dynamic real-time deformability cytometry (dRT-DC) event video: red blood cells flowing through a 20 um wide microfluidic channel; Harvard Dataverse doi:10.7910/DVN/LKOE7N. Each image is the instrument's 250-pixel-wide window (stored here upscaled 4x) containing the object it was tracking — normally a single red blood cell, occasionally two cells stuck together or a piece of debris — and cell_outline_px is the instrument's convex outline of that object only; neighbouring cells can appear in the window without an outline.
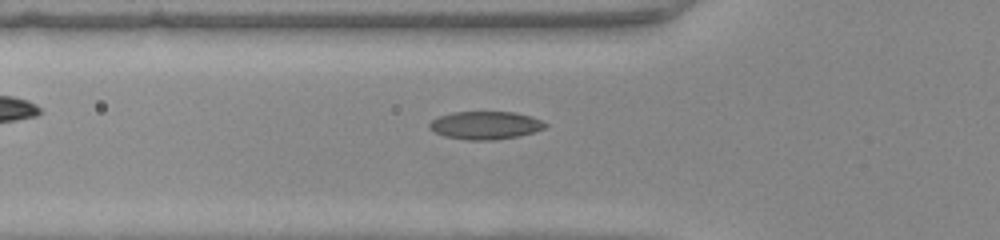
{"species": "common noctule bat (a hibernating species)", "species_latin": "Nyctalus noctula", "temperature_condition": "warm", "stored_images_in_passage": 34, "camera_frame_rate_fps": 3000, "um_per_image_px": 0.085, "animal": {"sex": "female", "body_mass_g": 22.0, "forearm_length_mm": 56.7}, "frame": {"image": 1, "passage_image": 6, "time_ms": 1.667, "image_size_px": [1000, 240], "cell_outline_px": [[548, 124], [544, 128], [532, 132], [516, 136], [492, 140], [472, 140], [444, 136], [428, 128], [428, 124], [432, 120], [440, 116], [452, 112], [516, 112], [532, 116]], "centroid_in_image_um": [41.24, 10.64], "position_along_channel_um": 84.6, "area_um2": 18.67}}
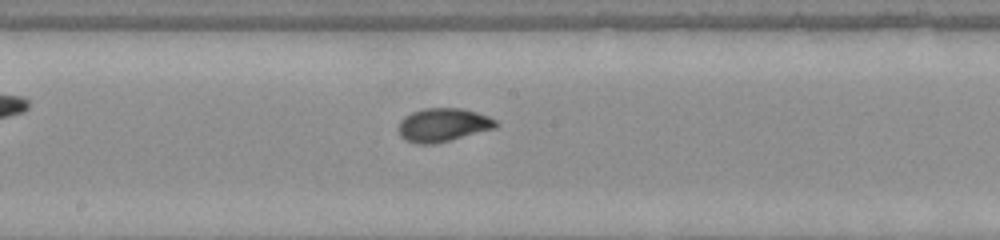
{"frame": {"image": 2, "passage_image": 15, "time_ms": 4.667, "image_size_px": [1000, 240], "cell_outline_px": [[500, 124], [496, 128], [432, 144], [416, 144], [404, 140], [400, 136], [400, 120], [404, 116], [412, 112], [424, 108], [460, 108], [476, 112], [488, 116], [496, 120]], "centroid_in_image_um": [37.66, 10.61], "position_along_channel_um": 210.5, "area_um2": 18.9}}
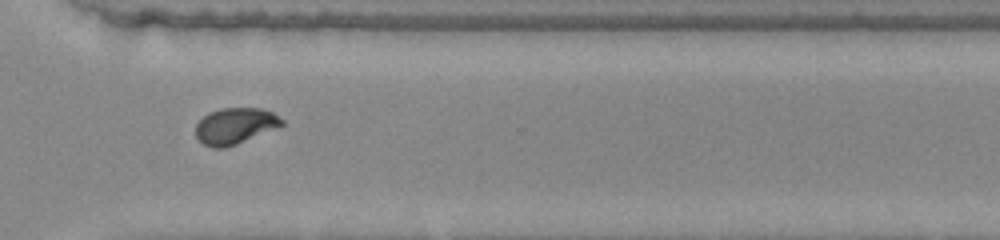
{"frame": {"image": 3, "passage_image": 25, "time_ms": 8.0, "image_size_px": [1000, 240], "cell_outline_px": [[284, 124], [236, 144], [224, 148], [212, 148], [204, 144], [196, 136], [196, 124], [208, 112], [220, 108], [260, 108], [272, 112], [284, 120]], "centroid_in_image_um": [19.95, 10.69], "position_along_channel_um": 350.6, "area_um2": 17.92}, "authors_computed_cell_mechanics": {"area_um2": 18.3804, "velocity_mm_per_s": 4.1876, "shape_relaxation_time_tau1_ms": 4.2477, "shape_relaxation_time_tau2_ms": 0.7115, "deformation_change_tau1": 0.1715, "deformation_change_tau2": 0.0437}}